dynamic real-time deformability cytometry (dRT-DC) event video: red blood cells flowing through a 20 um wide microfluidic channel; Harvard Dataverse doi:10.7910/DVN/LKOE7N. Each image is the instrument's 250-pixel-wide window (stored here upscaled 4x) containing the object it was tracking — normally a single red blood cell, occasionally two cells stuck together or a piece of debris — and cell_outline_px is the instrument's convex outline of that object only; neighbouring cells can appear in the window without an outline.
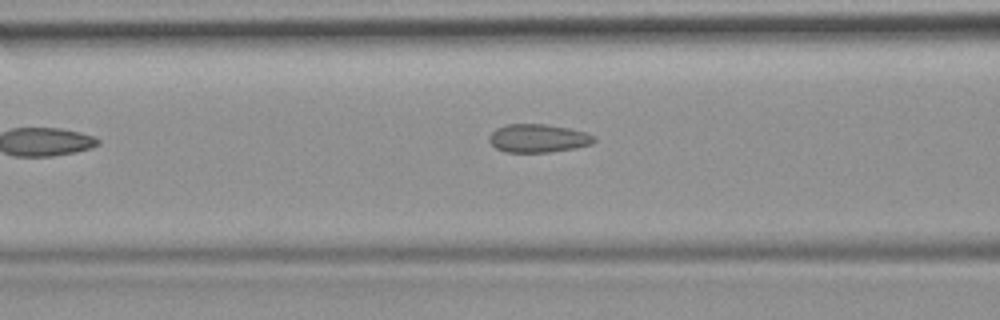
{"species": "common noctule bat (a hibernating species)", "species_latin": "Nyctalus noctula", "temperature_condition": "room temperature", "stored_images_in_passage": 7, "camera_frame_rate_fps": 3000, "um_per_image_px": 0.085, "animal": {"sex": "female", "body_mass_g": 19.9}, "frame": {"image": 1, "passage_image": 6, "time_ms": 6.0, "image_size_px": [1000, 320], "cell_outline_px": [[596, 140], [592, 144], [576, 148], [548, 152], [504, 152], [496, 148], [488, 140], [488, 136], [496, 128], [504, 124], [544, 124], [568, 128], [584, 132], [596, 136]], "centroid_in_image_um": [45.73, 11.75], "position_along_channel_um": 120.9, "area_um2": 17.4}}
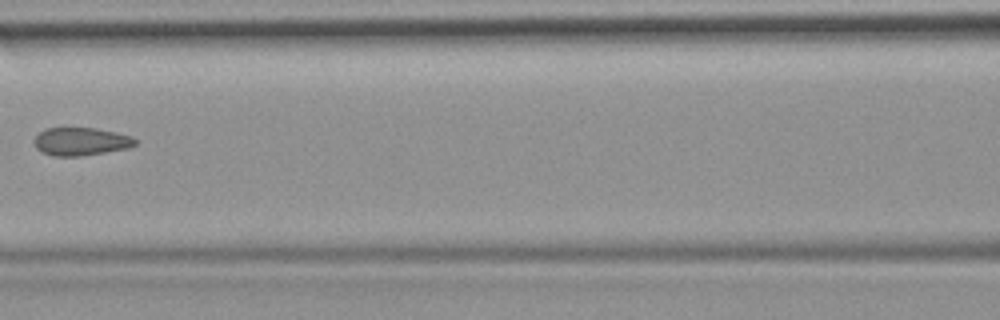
{"frame": {"image": 2, "passage_image": 7, "time_ms": 7.0, "image_size_px": [1000, 320], "cell_outline_px": [[140, 140], [136, 144], [128, 148], [80, 156], [52, 156], [40, 152], [36, 148], [32, 140], [40, 132], [48, 128], [64, 124], [96, 128], [116, 132], [132, 136]], "centroid_in_image_um": [6.84, 11.98], "position_along_channel_um": 159.8, "area_um2": 17.34}}